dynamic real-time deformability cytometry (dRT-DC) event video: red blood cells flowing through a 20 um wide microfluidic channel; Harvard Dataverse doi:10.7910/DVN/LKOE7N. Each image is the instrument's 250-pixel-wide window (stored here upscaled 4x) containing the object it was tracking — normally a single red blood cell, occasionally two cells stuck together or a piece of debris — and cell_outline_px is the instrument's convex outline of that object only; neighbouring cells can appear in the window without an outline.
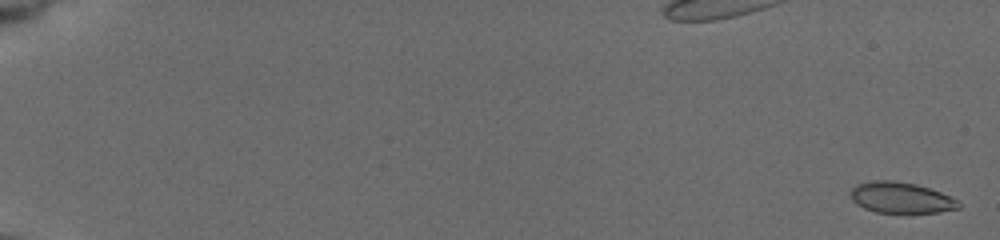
{"species": "common noctule bat (a hibernating species)", "species_latin": "Nyctalus noctula", "temperature_condition": "cold", "stored_images_in_passage": 35, "camera_frame_rate_fps": 3000, "um_per_image_px": 0.085, "animal": {"sex": "female", "body_mass_g": 19.5, "forearm_length_mm": 54.1}, "frame": {"image": 1, "passage_image": 2, "time_ms": 0.333, "image_size_px": [1000, 240], "cell_outline_px": [[960, 208], [940, 212], [876, 212], [864, 208], [856, 204], [852, 200], [852, 188], [856, 184], [872, 180], [892, 180], [916, 184], [940, 192], [956, 200], [960, 204]], "centroid_in_image_um": [76.56, 16.79], "position_along_channel_um": 8.4, "area_um2": 19.25}}
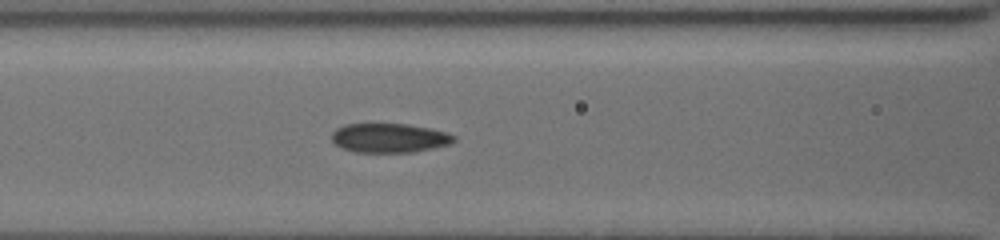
{"frame": {"image": 2, "passage_image": 32, "time_ms": 9.0, "image_size_px": [1000, 240], "cell_outline_px": [[456, 140], [448, 144], [416, 152], [356, 152], [344, 148], [336, 144], [332, 140], [332, 132], [336, 128], [344, 124], [408, 124], [448, 132], [456, 136]], "centroid_in_image_um": [33.11, 11.72], "position_along_channel_um": 133.5, "area_um2": 20.75}}
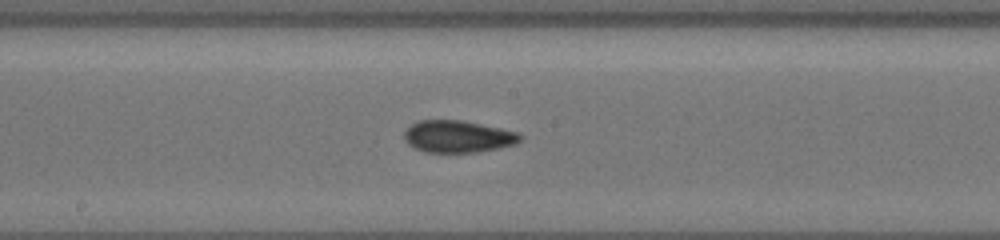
{"frame": {"image": 3, "passage_image": 35, "time_ms": 11.0, "image_size_px": [1000, 240], "cell_outline_px": [[524, 136], [516, 144], [500, 148], [476, 152], [424, 152], [408, 144], [404, 140], [404, 132], [412, 124], [420, 120], [464, 120], [520, 132]], "centroid_in_image_um": [38.97, 11.6], "position_along_channel_um": 209.2, "area_um2": 21.85}}